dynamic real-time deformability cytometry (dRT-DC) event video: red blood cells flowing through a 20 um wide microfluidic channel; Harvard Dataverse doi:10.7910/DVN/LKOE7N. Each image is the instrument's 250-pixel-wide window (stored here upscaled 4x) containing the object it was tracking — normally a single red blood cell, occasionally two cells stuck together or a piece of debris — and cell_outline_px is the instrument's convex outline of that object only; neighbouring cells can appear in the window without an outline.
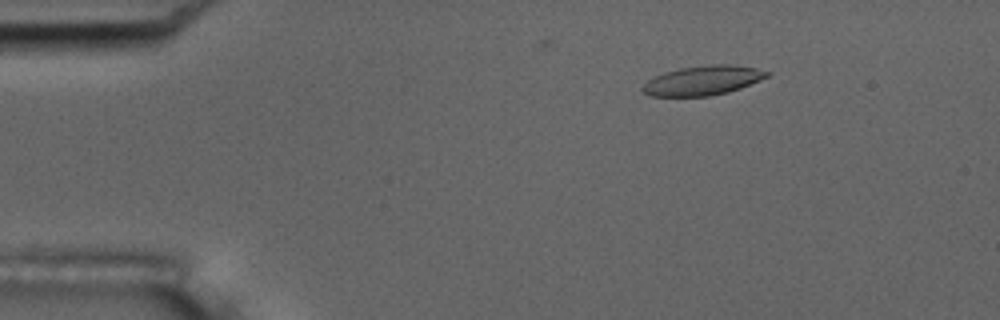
{"species": "common noctule bat (a hibernating species)", "species_latin": "Nyctalus noctula", "temperature_condition": "room temperature", "stored_images_in_passage": 17, "camera_frame_rate_fps": 3000, "um_per_image_px": 0.085, "animal": {"sex": "male", "body_mass_g": 17.5, "forearm_length_mm": 52.3}, "frame": {"image": 1, "passage_image": 9, "time_ms": 2.667, "image_size_px": [1000, 320], "cell_outline_px": [[772, 72], [768, 76], [760, 80], [740, 88], [728, 92], [708, 96], [648, 96], [640, 88], [648, 80], [664, 72], [680, 68], [712, 64], [732, 64], [756, 68]], "centroid_in_image_um": [59.75, 6.83], "position_along_channel_um": 25.3, "area_um2": 21.33}}